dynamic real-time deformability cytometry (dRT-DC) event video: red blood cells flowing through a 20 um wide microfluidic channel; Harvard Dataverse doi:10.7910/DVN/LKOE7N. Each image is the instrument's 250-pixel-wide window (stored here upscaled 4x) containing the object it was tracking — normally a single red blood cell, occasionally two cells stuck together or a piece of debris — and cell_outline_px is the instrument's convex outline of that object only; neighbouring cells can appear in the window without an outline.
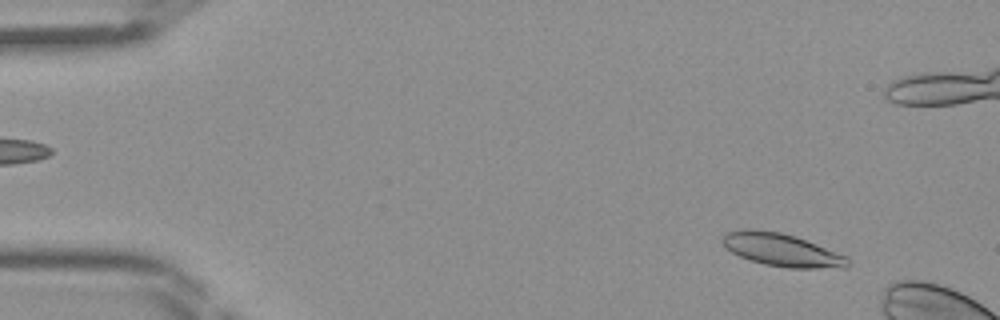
{"species": "Egyptian fruit bat (a non-hibernating species)", "species_latin": "Rousettus aegyptiacus", "temperature_condition": "room temperature", "stored_images_in_passage": 10, "camera_frame_rate_fps": 3000, "um_per_image_px": 0.085, "frame": {"image": 1, "passage_image": 4, "time_ms": 1.0, "image_size_px": [1000, 320], "cell_outline_px": [[848, 268], [788, 268], [764, 264], [740, 256], [724, 248], [720, 240], [724, 232], [740, 228], [752, 228], [780, 232], [796, 236], [848, 256]], "centroid_in_image_um": [66.4, 21.22], "position_along_channel_um": 18.6, "area_um2": 24.39}}